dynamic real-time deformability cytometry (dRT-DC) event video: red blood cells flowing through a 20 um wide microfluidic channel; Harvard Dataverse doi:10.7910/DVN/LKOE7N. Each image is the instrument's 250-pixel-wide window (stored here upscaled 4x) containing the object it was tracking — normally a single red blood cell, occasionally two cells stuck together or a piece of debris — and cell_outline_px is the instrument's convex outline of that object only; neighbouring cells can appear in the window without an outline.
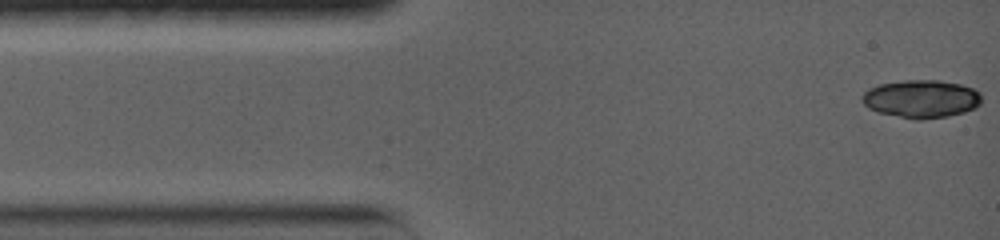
{"species": "common noctule bat (a hibernating species)", "species_latin": "Nyctalus noctula", "temperature_condition": "warm", "stored_images_in_passage": 3, "camera_frame_rate_fps": 5000, "um_per_image_px": 0.085, "animal": {"sex": "female", "body_mass_g": 19.0, "forearm_length_mm": 56.7}, "frame": {"image": 1, "passage_image": 1, "time_ms": 0.0, "image_size_px": [1000, 240], "cell_outline_px": [[980, 104], [976, 108], [964, 112], [948, 116], [920, 120], [916, 120], [876, 112], [868, 108], [860, 100], [860, 96], [868, 88], [880, 84], [904, 80], [940, 80], [960, 84], [972, 88], [980, 92]], "centroid_in_image_um": [78.27, 8.41], "position_along_channel_um": 6.7, "area_um2": 26.7}}